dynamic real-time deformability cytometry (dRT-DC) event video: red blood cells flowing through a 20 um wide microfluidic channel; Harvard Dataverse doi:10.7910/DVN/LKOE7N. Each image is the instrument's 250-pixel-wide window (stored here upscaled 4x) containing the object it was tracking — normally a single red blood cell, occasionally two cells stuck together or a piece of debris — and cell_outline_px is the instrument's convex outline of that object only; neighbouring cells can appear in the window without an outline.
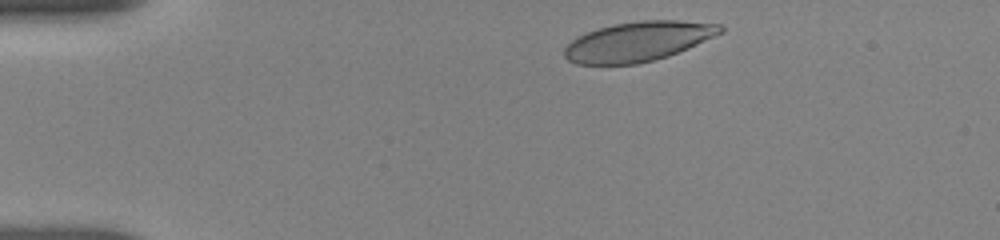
{"species": "human", "species_latin": "Homo sapiens", "temperature_condition": "room temperature", "stored_images_in_passage": 10, "camera_frame_rate_fps": 3000, "um_per_image_px": 0.085, "donor": {"sex": "female"}, "frame": {"image": 1, "passage_image": 1, "time_ms": 0.0, "image_size_px": [1000, 240], "cell_outline_px": [[724, 32], [688, 48], [668, 56], [636, 64], [576, 64], [568, 60], [564, 56], [564, 48], [576, 36], [600, 28], [616, 24], [640, 20], [680, 20], [720, 24], [724, 28]], "centroid_in_image_um": [54.25, 3.52], "position_along_channel_um": 30.7, "area_um2": 35.89}}
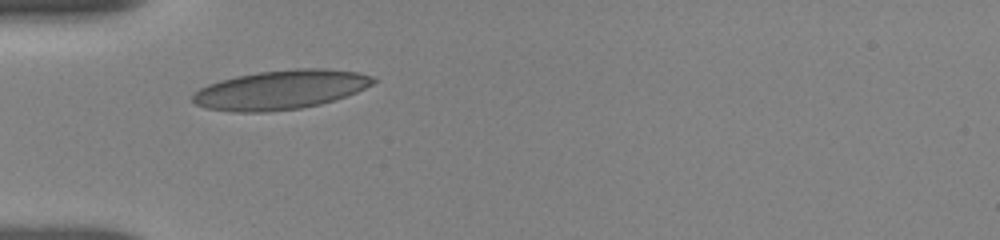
{"frame": {"image": 2, "passage_image": 7, "time_ms": 2.333, "image_size_px": [1000, 240], "cell_outline_px": [[376, 80], [372, 84], [356, 92], [320, 104], [300, 108], [264, 112], [232, 112], [204, 108], [196, 104], [192, 100], [192, 96], [200, 88], [208, 84], [220, 80], [236, 76], [260, 72], [296, 68], [324, 68], [356, 72], [372, 76]], "centroid_in_image_um": [23.81, 7.63], "position_along_channel_um": 61.2, "area_um2": 40.98}}
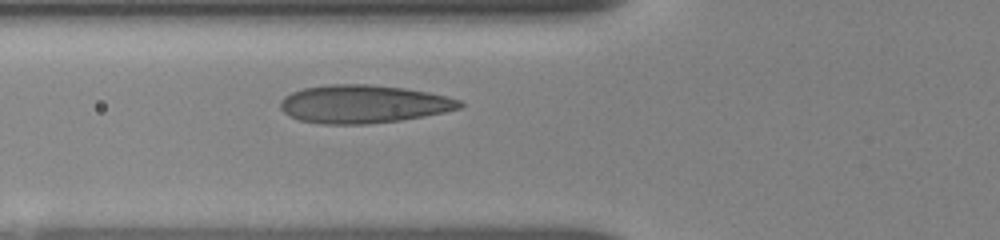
{"frame": {"image": 3, "passage_image": 10, "time_ms": 3.333, "image_size_px": [1000, 240], "cell_outline_px": [[464, 104], [460, 108], [444, 112], [424, 116], [400, 120], [368, 124], [324, 124], [300, 120], [288, 116], [280, 108], [280, 100], [284, 96], [292, 92], [304, 88], [328, 84], [368, 84], [404, 88], [428, 92], [460, 100]], "centroid_in_image_um": [30.86, 8.84], "position_along_channel_um": 94.9, "area_um2": 39.82}}